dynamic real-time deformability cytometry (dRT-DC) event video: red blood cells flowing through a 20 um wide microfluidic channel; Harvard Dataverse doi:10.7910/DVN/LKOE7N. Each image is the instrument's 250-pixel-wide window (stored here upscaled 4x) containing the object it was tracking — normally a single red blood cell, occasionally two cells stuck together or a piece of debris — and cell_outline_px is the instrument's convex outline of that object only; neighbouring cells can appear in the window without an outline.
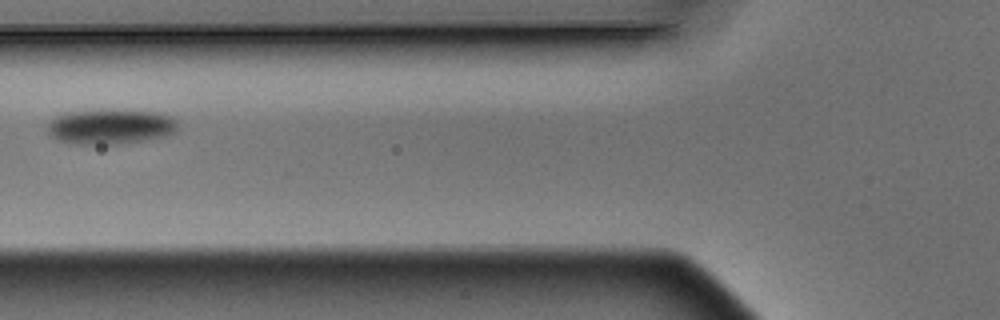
{"species": "Egyptian fruit bat (a non-hibernating species)", "species_latin": "Rousettus aegyptiacus", "temperature_condition": "warm", "stored_images_in_passage": 14, "camera_frame_rate_fps": 3000, "um_per_image_px": 0.085, "animal": {"sex": "male"}, "frame": {"image": 1, "passage_image": 6, "time_ms": 1.667, "image_size_px": [1000, 320], "cell_outline_px": [[176, 128], [172, 132], [164, 136], [144, 140], [120, 144], [68, 144], [56, 140], [48, 132], [48, 124], [56, 116], [64, 112], [104, 108], [160, 112], [172, 116], [176, 120]], "centroid_in_image_um": [9.34, 10.74], "position_along_channel_um": 116.5, "area_um2": 27.22}}
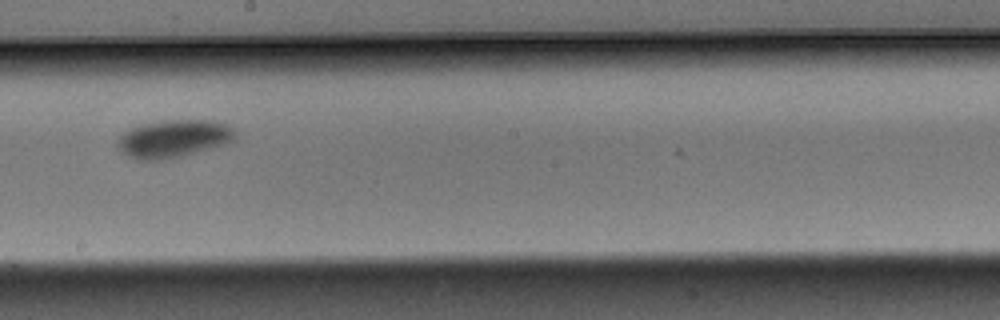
{"frame": {"image": 2, "passage_image": 9, "time_ms": 2.667, "image_size_px": [1000, 320], "cell_outline_px": [[236, 140], [224, 144], [180, 156], [164, 160], [136, 160], [120, 152], [116, 144], [116, 140], [124, 132], [140, 124], [164, 120], [212, 120], [228, 124], [236, 132]], "centroid_in_image_um": [14.73, 11.78], "position_along_channel_um": 233.5, "area_um2": 26.01}}
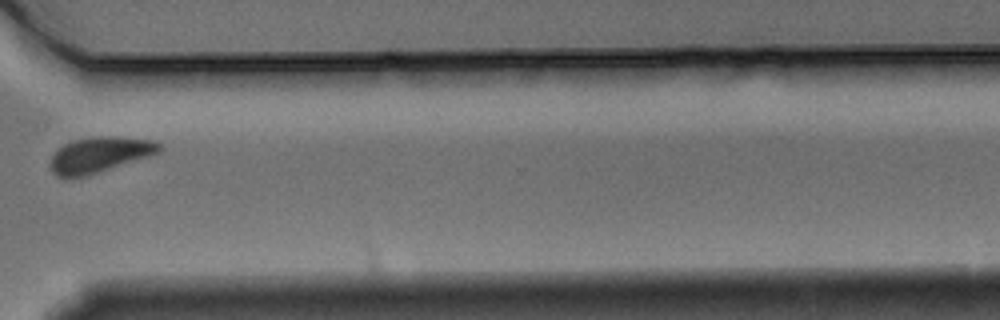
{"frame": {"image": 3, "passage_image": 12, "time_ms": 3.667, "image_size_px": [1000, 320], "cell_outline_px": [[164, 148], [160, 152], [88, 176], [64, 180], [56, 176], [52, 172], [48, 164], [52, 156], [64, 144], [72, 140], [92, 136], [124, 136], [156, 140]], "centroid_in_image_um": [8.45, 13.16], "position_along_channel_um": 362.2, "area_um2": 23.24}}